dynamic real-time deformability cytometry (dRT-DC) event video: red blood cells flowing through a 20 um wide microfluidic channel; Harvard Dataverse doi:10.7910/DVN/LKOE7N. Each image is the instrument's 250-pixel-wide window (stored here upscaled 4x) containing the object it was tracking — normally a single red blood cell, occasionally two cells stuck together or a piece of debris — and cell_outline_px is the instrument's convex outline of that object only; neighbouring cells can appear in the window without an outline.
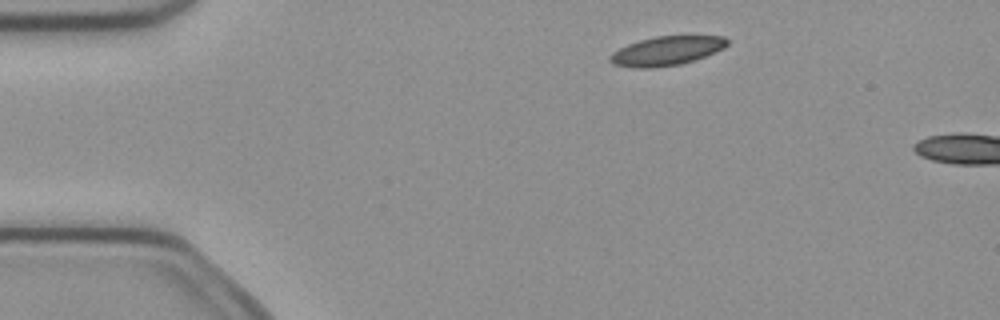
{"species": "common noctule bat (a hibernating species)", "species_latin": "Nyctalus noctula", "temperature_condition": "cold", "stored_images_in_passage": 3, "camera_frame_rate_fps": 3000, "um_per_image_px": 0.085, "animal": {"sex": "female", "body_mass_g": 21.9}, "frame": {"image": 1, "passage_image": 1, "time_ms": 0.0, "image_size_px": [1000, 320], "cell_outline_px": [[728, 44], [724, 48], [716, 52], [680, 64], [652, 68], [636, 68], [612, 64], [608, 60], [608, 56], [612, 52], [628, 44], [640, 40], [656, 36], [724, 36], [728, 40]], "centroid_in_image_um": [56.63, 4.32], "position_along_channel_um": 28.4, "area_um2": 19.83}}